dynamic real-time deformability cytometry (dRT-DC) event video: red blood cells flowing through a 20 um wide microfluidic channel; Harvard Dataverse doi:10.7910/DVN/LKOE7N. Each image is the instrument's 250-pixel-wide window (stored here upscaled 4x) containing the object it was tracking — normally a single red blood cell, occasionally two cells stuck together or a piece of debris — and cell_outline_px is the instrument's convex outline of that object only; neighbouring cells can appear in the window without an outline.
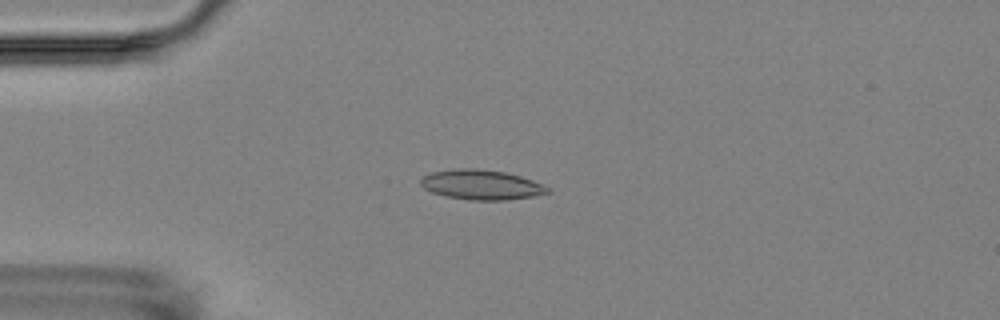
{"species": "Egyptian fruit bat (a non-hibernating species)", "species_latin": "Rousettus aegyptiacus", "temperature_condition": "room temperature", "stored_images_in_passage": 3, "camera_frame_rate_fps": 3000, "um_per_image_px": 0.085, "animal": {"sex": "female"}, "frame": {"image": 1, "passage_image": 3, "time_ms": 2.333, "image_size_px": [1000, 320], "cell_outline_px": [[552, 192], [532, 196], [504, 200], [468, 200], [444, 196], [432, 192], [424, 188], [420, 184], [420, 180], [424, 176], [432, 172], [456, 168], [476, 168], [504, 172], [520, 176], [532, 180], [548, 188]], "centroid_in_image_um": [40.88, 15.7], "position_along_channel_um": 44.1, "area_um2": 21.96}}